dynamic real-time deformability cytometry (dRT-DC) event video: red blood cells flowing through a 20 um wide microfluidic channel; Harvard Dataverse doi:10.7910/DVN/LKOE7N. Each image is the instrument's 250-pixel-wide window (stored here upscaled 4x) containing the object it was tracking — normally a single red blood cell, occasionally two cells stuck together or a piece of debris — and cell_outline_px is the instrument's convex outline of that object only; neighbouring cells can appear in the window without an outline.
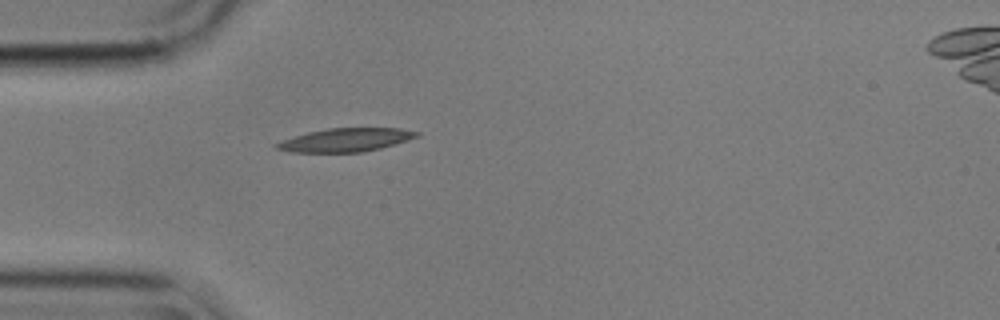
{"species": "common noctule bat (a hibernating species)", "species_latin": "Nyctalus noctula", "temperature_condition": "cold", "stored_images_in_passage": 41, "camera_frame_rate_fps": 3000, "um_per_image_px": 0.085, "animal": {"sex": "male", "body_mass_g": 17.9}, "frame": {"image": 1, "passage_image": 1, "time_ms": 0.0, "image_size_px": [1000, 320], "cell_outline_px": [[420, 136], [408, 140], [380, 148], [360, 152], [292, 152], [276, 148], [272, 144], [308, 132], [328, 128], [400, 128], [420, 132]], "centroid_in_image_um": [29.41, 11.89], "position_along_channel_um": 55.6, "area_um2": 18.96}}
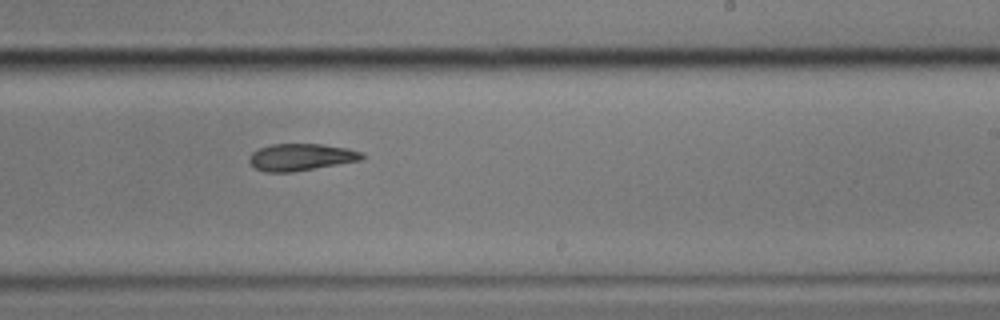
{"frame": {"image": 2, "passage_image": 19, "time_ms": 6.0, "image_size_px": [1000, 320], "cell_outline_px": [[364, 156], [360, 160], [292, 172], [264, 172], [256, 168], [248, 160], [248, 156], [252, 152], [260, 148], [272, 144], [324, 144], [348, 148], [364, 152]], "centroid_in_image_um": [25.58, 13.34], "position_along_channel_um": 263.4, "area_um2": 17.69}}
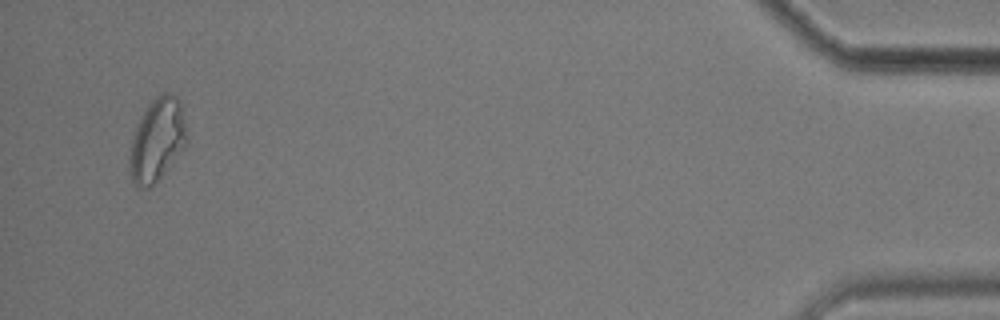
{"frame": {"image": 3, "passage_image": 39, "time_ms": 12.667, "image_size_px": [1000, 320], "cell_outline_px": [[188, 136], [184, 148], [156, 184], [148, 188], [136, 188], [132, 180], [128, 164], [128, 160], [132, 140], [136, 128], [148, 104], [160, 92], [168, 92], [176, 96], [180, 100]], "centroid_in_image_um": [13.36, 11.92], "position_along_channel_um": 421.8, "area_um2": 27.86}}